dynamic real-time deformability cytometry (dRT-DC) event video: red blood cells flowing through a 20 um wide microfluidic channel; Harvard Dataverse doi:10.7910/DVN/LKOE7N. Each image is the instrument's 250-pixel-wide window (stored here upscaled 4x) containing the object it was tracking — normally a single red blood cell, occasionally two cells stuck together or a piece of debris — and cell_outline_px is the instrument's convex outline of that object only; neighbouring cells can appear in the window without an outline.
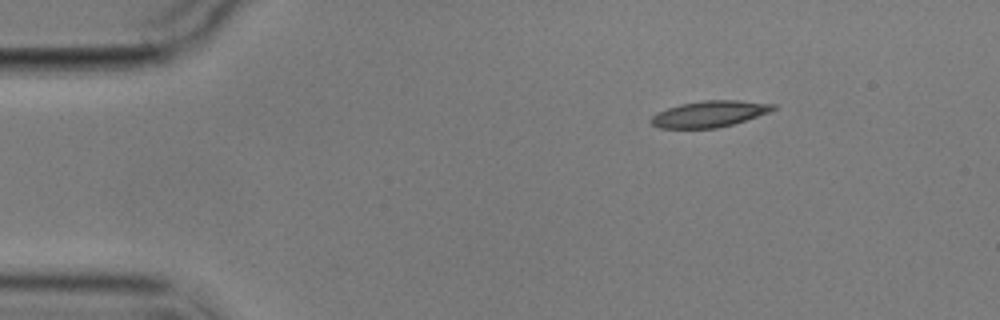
{"species": "common noctule bat (a hibernating species)", "species_latin": "Nyctalus noctula", "temperature_condition": "cold", "stored_images_in_passage": 3, "camera_frame_rate_fps": 3000, "um_per_image_px": 0.085, "animal": {"sex": "male", "body_mass_g": 17.9}, "frame": {"image": 1, "passage_image": 1, "time_ms": 0.0, "image_size_px": [1000, 320], "cell_outline_px": [[776, 108], [768, 112], [732, 124], [716, 128], [660, 128], [652, 124], [648, 120], [656, 112], [680, 104], [704, 100], [736, 100], [776, 104]], "centroid_in_image_um": [60.25, 9.68], "position_along_channel_um": 24.7, "area_um2": 18.5}}